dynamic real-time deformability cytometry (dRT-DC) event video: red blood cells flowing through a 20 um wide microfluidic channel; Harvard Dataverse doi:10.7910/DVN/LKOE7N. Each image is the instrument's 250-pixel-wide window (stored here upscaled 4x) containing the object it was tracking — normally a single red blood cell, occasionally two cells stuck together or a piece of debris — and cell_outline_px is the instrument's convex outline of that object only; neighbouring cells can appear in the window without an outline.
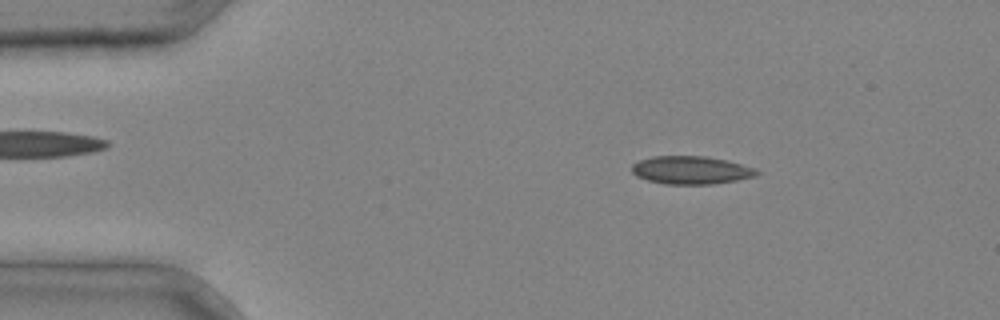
{"species": "common noctule bat (a hibernating species)", "species_latin": "Nyctalus noctula", "temperature_condition": "cold", "stored_images_in_passage": 2, "camera_frame_rate_fps": 3000, "um_per_image_px": 0.085, "animal": {"sex": "male", "body_mass_g": 20.4}, "frame": {"image": 1, "passage_image": 1, "time_ms": 0.0, "image_size_px": [1000, 320], "cell_outline_px": [[760, 172], [756, 176], [736, 180], [712, 184], [664, 184], [648, 180], [636, 176], [632, 172], [632, 164], [640, 160], [652, 156], [704, 156], [728, 160], [752, 168]], "centroid_in_image_um": [58.71, 14.46], "position_along_channel_um": 26.3, "area_um2": 20.29}}